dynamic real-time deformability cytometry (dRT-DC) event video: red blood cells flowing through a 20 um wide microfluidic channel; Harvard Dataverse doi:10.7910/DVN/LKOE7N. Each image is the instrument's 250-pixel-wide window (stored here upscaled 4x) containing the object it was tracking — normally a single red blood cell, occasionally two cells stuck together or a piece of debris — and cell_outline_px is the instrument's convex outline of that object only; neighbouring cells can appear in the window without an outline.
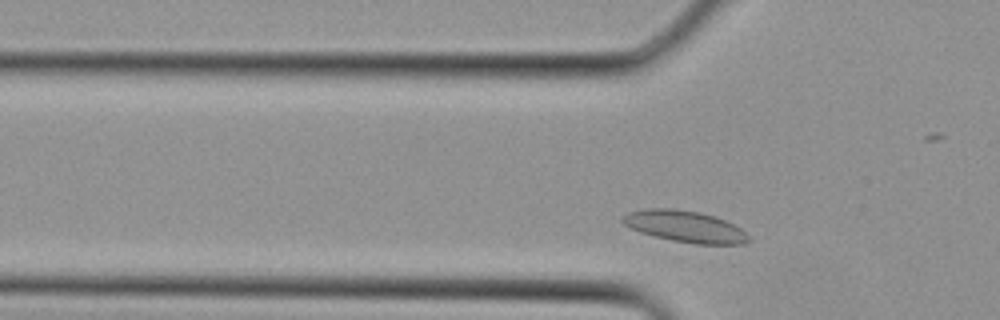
{"species": "Egyptian fruit bat (a non-hibernating species)", "species_latin": "Rousettus aegyptiacus", "temperature_condition": "cold", "stored_images_in_passage": 4, "camera_frame_rate_fps": 3000, "um_per_image_px": 0.085, "animal": {"sex": "female"}, "frame": {"image": 1, "passage_image": 4, "time_ms": 1.0, "image_size_px": [1000, 320], "cell_outline_px": [[752, 240], [744, 244], [696, 244], [672, 240], [640, 232], [624, 224], [620, 220], [628, 212], [648, 208], [672, 208], [700, 212], [724, 220], [740, 228]], "centroid_in_image_um": [58.23, 19.25], "position_along_channel_um": 67.6, "area_um2": 22.89}}